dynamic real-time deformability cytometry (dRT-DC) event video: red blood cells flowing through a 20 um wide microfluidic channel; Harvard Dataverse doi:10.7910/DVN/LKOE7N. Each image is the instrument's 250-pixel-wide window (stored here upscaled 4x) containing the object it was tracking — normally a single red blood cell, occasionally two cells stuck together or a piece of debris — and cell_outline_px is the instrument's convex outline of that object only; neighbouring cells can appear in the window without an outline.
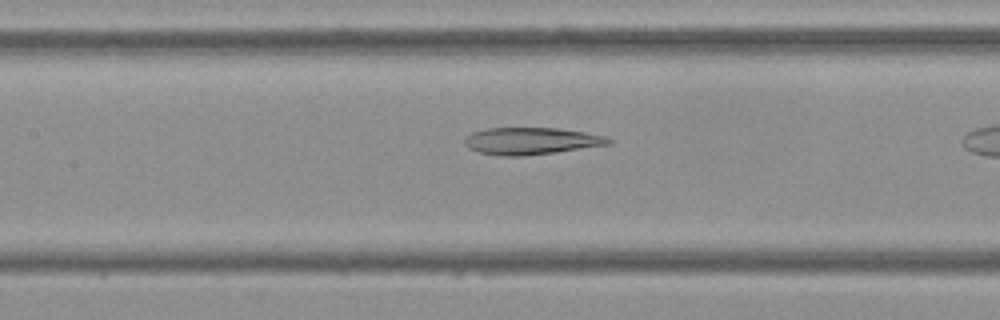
{"species": "Egyptian fruit bat (a non-hibernating species)", "species_latin": "Rousettus aegyptiacus", "temperature_condition": "cold", "stored_images_in_passage": 29, "camera_frame_rate_fps": 3000, "um_per_image_px": 0.085, "frame": {"image": 1, "passage_image": 21, "time_ms": 6.667, "image_size_px": [1000, 320], "cell_outline_px": [[612, 144], [556, 152], [524, 156], [500, 156], [480, 152], [468, 148], [464, 144], [464, 140], [472, 132], [488, 128], [556, 128], [584, 132], [608, 136], [612, 140]], "centroid_in_image_um": [45.17, 11.99], "position_along_channel_um": 162.2, "area_um2": 22.72}}